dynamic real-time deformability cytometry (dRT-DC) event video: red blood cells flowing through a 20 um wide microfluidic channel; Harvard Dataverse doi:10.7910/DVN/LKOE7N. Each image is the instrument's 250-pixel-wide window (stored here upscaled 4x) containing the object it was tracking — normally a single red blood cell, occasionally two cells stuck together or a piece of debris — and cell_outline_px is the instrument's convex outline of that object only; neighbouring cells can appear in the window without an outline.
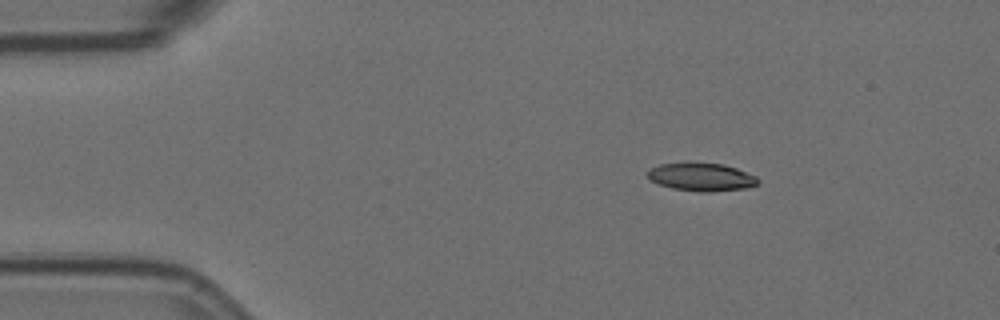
{"species": "Egyptian fruit bat (a non-hibernating species)", "species_latin": "Rousettus aegyptiacus", "temperature_condition": "room temperature", "stored_images_in_passage": 3, "camera_frame_rate_fps": 3000, "um_per_image_px": 0.085, "animal": {"sex": "female"}, "frame": {"image": 1, "passage_image": 1, "time_ms": 0.0, "image_size_px": [1000, 320], "cell_outline_px": [[760, 180], [756, 184], [744, 188], [708, 192], [704, 192], [672, 188], [660, 184], [652, 180], [644, 172], [648, 168], [660, 164], [724, 164], [736, 168], [756, 176]], "centroid_in_image_um": [59.6, 15.05], "position_along_channel_um": 25.4, "area_um2": 17.57}}